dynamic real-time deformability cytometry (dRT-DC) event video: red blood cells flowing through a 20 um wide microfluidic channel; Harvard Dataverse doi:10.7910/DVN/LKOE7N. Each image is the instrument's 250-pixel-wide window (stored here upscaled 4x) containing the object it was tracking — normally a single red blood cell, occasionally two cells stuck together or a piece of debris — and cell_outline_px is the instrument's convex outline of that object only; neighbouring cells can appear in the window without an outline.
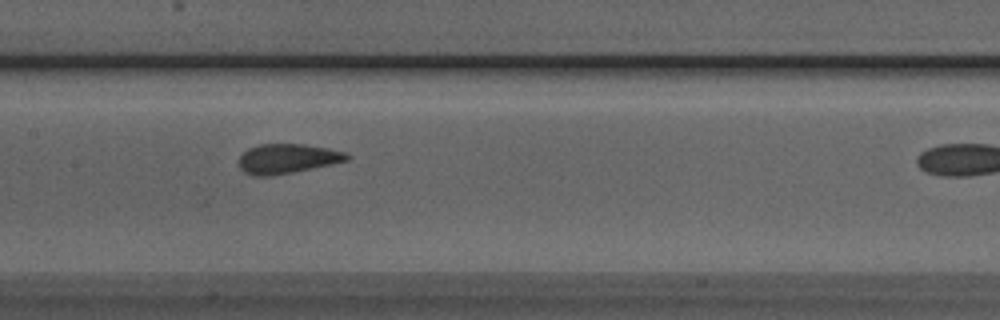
{"species": "Egyptian fruit bat (a non-hibernating species)", "species_latin": "Rousettus aegyptiacus", "temperature_condition": "room temperature", "stored_images_in_passage": 8, "camera_frame_rate_fps": 3000, "um_per_image_px": 0.085, "animal": {"sex": "male"}, "frame": {"image": 1, "passage_image": 5, "time_ms": 1.333, "image_size_px": [1000, 320], "cell_outline_px": [[352, 156], [348, 160], [332, 164], [272, 176], [252, 176], [244, 172], [240, 168], [240, 156], [248, 148], [260, 144], [304, 144], [328, 148], [348, 152]], "centroid_in_image_um": [24.45, 13.48], "position_along_channel_um": 182.9, "area_um2": 18.73}}
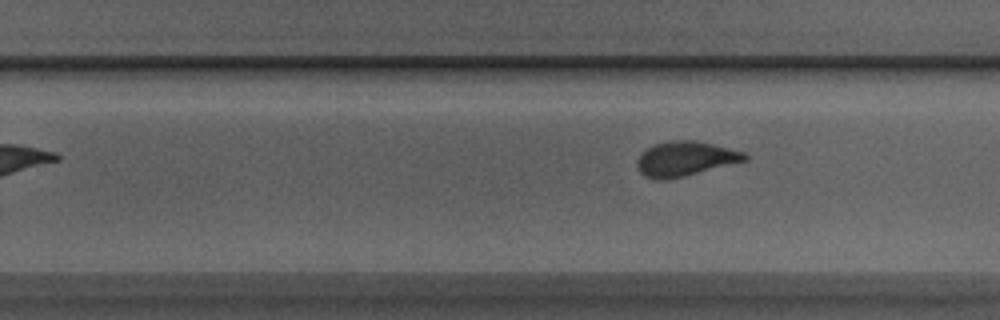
{"frame": {"image": 2, "passage_image": 8, "time_ms": 2.333, "image_size_px": [1000, 320], "cell_outline_px": [[748, 160], [684, 176], [664, 180], [656, 180], [644, 176], [640, 172], [636, 164], [636, 160], [640, 152], [656, 144], [668, 140], [696, 140], [744, 152], [748, 156]], "centroid_in_image_um": [58.21, 13.49], "position_along_channel_um": 271.6, "area_um2": 21.79}}